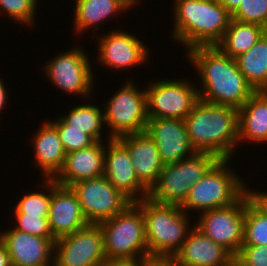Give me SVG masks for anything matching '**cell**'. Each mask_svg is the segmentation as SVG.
I'll use <instances>...</instances> for the list:
<instances>
[{
  "instance_id": "14",
  "label": "cell",
  "mask_w": 267,
  "mask_h": 266,
  "mask_svg": "<svg viewBox=\"0 0 267 266\" xmlns=\"http://www.w3.org/2000/svg\"><path fill=\"white\" fill-rule=\"evenodd\" d=\"M107 143L104 154L105 178L131 203L147 198L149 190L136 176L127 147L118 138H111Z\"/></svg>"
},
{
  "instance_id": "25",
  "label": "cell",
  "mask_w": 267,
  "mask_h": 266,
  "mask_svg": "<svg viewBox=\"0 0 267 266\" xmlns=\"http://www.w3.org/2000/svg\"><path fill=\"white\" fill-rule=\"evenodd\" d=\"M260 24L230 20L222 39L215 45L223 54L236 59L247 52L264 34Z\"/></svg>"
},
{
  "instance_id": "8",
  "label": "cell",
  "mask_w": 267,
  "mask_h": 266,
  "mask_svg": "<svg viewBox=\"0 0 267 266\" xmlns=\"http://www.w3.org/2000/svg\"><path fill=\"white\" fill-rule=\"evenodd\" d=\"M145 89H137L135 82L130 79L106 102L103 115L105 125L110 126L108 140L146 130L148 117Z\"/></svg>"
},
{
  "instance_id": "10",
  "label": "cell",
  "mask_w": 267,
  "mask_h": 266,
  "mask_svg": "<svg viewBox=\"0 0 267 266\" xmlns=\"http://www.w3.org/2000/svg\"><path fill=\"white\" fill-rule=\"evenodd\" d=\"M45 76L60 90L75 96L89 97L94 86L93 68L82 47L60 52L45 64ZM92 69V70H91Z\"/></svg>"
},
{
  "instance_id": "31",
  "label": "cell",
  "mask_w": 267,
  "mask_h": 266,
  "mask_svg": "<svg viewBox=\"0 0 267 266\" xmlns=\"http://www.w3.org/2000/svg\"><path fill=\"white\" fill-rule=\"evenodd\" d=\"M231 19L256 23L267 28V0H241Z\"/></svg>"
},
{
  "instance_id": "28",
  "label": "cell",
  "mask_w": 267,
  "mask_h": 266,
  "mask_svg": "<svg viewBox=\"0 0 267 266\" xmlns=\"http://www.w3.org/2000/svg\"><path fill=\"white\" fill-rule=\"evenodd\" d=\"M242 246H267V216L250 201L247 192Z\"/></svg>"
},
{
  "instance_id": "16",
  "label": "cell",
  "mask_w": 267,
  "mask_h": 266,
  "mask_svg": "<svg viewBox=\"0 0 267 266\" xmlns=\"http://www.w3.org/2000/svg\"><path fill=\"white\" fill-rule=\"evenodd\" d=\"M145 132L155 142L164 165L177 163L196 152L182 119L148 118Z\"/></svg>"
},
{
  "instance_id": "19",
  "label": "cell",
  "mask_w": 267,
  "mask_h": 266,
  "mask_svg": "<svg viewBox=\"0 0 267 266\" xmlns=\"http://www.w3.org/2000/svg\"><path fill=\"white\" fill-rule=\"evenodd\" d=\"M172 257L181 266H228L234 256L194 225Z\"/></svg>"
},
{
  "instance_id": "32",
  "label": "cell",
  "mask_w": 267,
  "mask_h": 266,
  "mask_svg": "<svg viewBox=\"0 0 267 266\" xmlns=\"http://www.w3.org/2000/svg\"><path fill=\"white\" fill-rule=\"evenodd\" d=\"M36 2L37 0H0V11L20 24L32 26L38 5Z\"/></svg>"
},
{
  "instance_id": "5",
  "label": "cell",
  "mask_w": 267,
  "mask_h": 266,
  "mask_svg": "<svg viewBox=\"0 0 267 266\" xmlns=\"http://www.w3.org/2000/svg\"><path fill=\"white\" fill-rule=\"evenodd\" d=\"M229 159H220L191 190L180 206L182 210H195L200 213L230 206L246 192L247 184L235 174L228 164Z\"/></svg>"
},
{
  "instance_id": "6",
  "label": "cell",
  "mask_w": 267,
  "mask_h": 266,
  "mask_svg": "<svg viewBox=\"0 0 267 266\" xmlns=\"http://www.w3.org/2000/svg\"><path fill=\"white\" fill-rule=\"evenodd\" d=\"M220 159L214 154L195 152L177 163L164 165L148 198L159 204L181 206L192 185L200 181Z\"/></svg>"
},
{
  "instance_id": "12",
  "label": "cell",
  "mask_w": 267,
  "mask_h": 266,
  "mask_svg": "<svg viewBox=\"0 0 267 266\" xmlns=\"http://www.w3.org/2000/svg\"><path fill=\"white\" fill-rule=\"evenodd\" d=\"M89 224H99L122 212L131 202L104 175L71 186Z\"/></svg>"
},
{
  "instance_id": "18",
  "label": "cell",
  "mask_w": 267,
  "mask_h": 266,
  "mask_svg": "<svg viewBox=\"0 0 267 266\" xmlns=\"http://www.w3.org/2000/svg\"><path fill=\"white\" fill-rule=\"evenodd\" d=\"M0 240L7 248L12 266H54V238L31 235L13 228L1 232Z\"/></svg>"
},
{
  "instance_id": "29",
  "label": "cell",
  "mask_w": 267,
  "mask_h": 266,
  "mask_svg": "<svg viewBox=\"0 0 267 266\" xmlns=\"http://www.w3.org/2000/svg\"><path fill=\"white\" fill-rule=\"evenodd\" d=\"M46 191L28 193L15 205V214H28L33 216H49L51 199V179H43ZM48 187V188H47ZM45 192H48L45 194Z\"/></svg>"
},
{
  "instance_id": "13",
  "label": "cell",
  "mask_w": 267,
  "mask_h": 266,
  "mask_svg": "<svg viewBox=\"0 0 267 266\" xmlns=\"http://www.w3.org/2000/svg\"><path fill=\"white\" fill-rule=\"evenodd\" d=\"M54 266H100L106 259L99 224H88L54 242Z\"/></svg>"
},
{
  "instance_id": "35",
  "label": "cell",
  "mask_w": 267,
  "mask_h": 266,
  "mask_svg": "<svg viewBox=\"0 0 267 266\" xmlns=\"http://www.w3.org/2000/svg\"><path fill=\"white\" fill-rule=\"evenodd\" d=\"M148 258L134 259H108L106 258L100 266H147Z\"/></svg>"
},
{
  "instance_id": "17",
  "label": "cell",
  "mask_w": 267,
  "mask_h": 266,
  "mask_svg": "<svg viewBox=\"0 0 267 266\" xmlns=\"http://www.w3.org/2000/svg\"><path fill=\"white\" fill-rule=\"evenodd\" d=\"M49 228L55 240L71 235L87 226L79 199L71 187L58 185L51 179Z\"/></svg>"
},
{
  "instance_id": "7",
  "label": "cell",
  "mask_w": 267,
  "mask_h": 266,
  "mask_svg": "<svg viewBox=\"0 0 267 266\" xmlns=\"http://www.w3.org/2000/svg\"><path fill=\"white\" fill-rule=\"evenodd\" d=\"M108 259L149 258L142 208L130 203L122 212L99 223Z\"/></svg>"
},
{
  "instance_id": "20",
  "label": "cell",
  "mask_w": 267,
  "mask_h": 266,
  "mask_svg": "<svg viewBox=\"0 0 267 266\" xmlns=\"http://www.w3.org/2000/svg\"><path fill=\"white\" fill-rule=\"evenodd\" d=\"M118 139L127 147L139 181L150 190L164 167L155 142L145 131Z\"/></svg>"
},
{
  "instance_id": "42",
  "label": "cell",
  "mask_w": 267,
  "mask_h": 266,
  "mask_svg": "<svg viewBox=\"0 0 267 266\" xmlns=\"http://www.w3.org/2000/svg\"><path fill=\"white\" fill-rule=\"evenodd\" d=\"M128 1L134 6L137 5V3L139 2V0H128Z\"/></svg>"
},
{
  "instance_id": "1",
  "label": "cell",
  "mask_w": 267,
  "mask_h": 266,
  "mask_svg": "<svg viewBox=\"0 0 267 266\" xmlns=\"http://www.w3.org/2000/svg\"><path fill=\"white\" fill-rule=\"evenodd\" d=\"M186 51V58L201 77L200 100L239 109L256 92L240 72L236 59L216 46H197Z\"/></svg>"
},
{
  "instance_id": "11",
  "label": "cell",
  "mask_w": 267,
  "mask_h": 266,
  "mask_svg": "<svg viewBox=\"0 0 267 266\" xmlns=\"http://www.w3.org/2000/svg\"><path fill=\"white\" fill-rule=\"evenodd\" d=\"M245 194L234 204L199 215L195 227L234 257L244 241Z\"/></svg>"
},
{
  "instance_id": "26",
  "label": "cell",
  "mask_w": 267,
  "mask_h": 266,
  "mask_svg": "<svg viewBox=\"0 0 267 266\" xmlns=\"http://www.w3.org/2000/svg\"><path fill=\"white\" fill-rule=\"evenodd\" d=\"M236 61L240 72L255 91L267 90V33Z\"/></svg>"
},
{
  "instance_id": "21",
  "label": "cell",
  "mask_w": 267,
  "mask_h": 266,
  "mask_svg": "<svg viewBox=\"0 0 267 266\" xmlns=\"http://www.w3.org/2000/svg\"><path fill=\"white\" fill-rule=\"evenodd\" d=\"M105 141H96L82 150L66 154L65 163L54 179L61 186L71 187L82 180L97 178L104 173Z\"/></svg>"
},
{
  "instance_id": "43",
  "label": "cell",
  "mask_w": 267,
  "mask_h": 266,
  "mask_svg": "<svg viewBox=\"0 0 267 266\" xmlns=\"http://www.w3.org/2000/svg\"><path fill=\"white\" fill-rule=\"evenodd\" d=\"M207 1L220 2V0H207Z\"/></svg>"
},
{
  "instance_id": "30",
  "label": "cell",
  "mask_w": 267,
  "mask_h": 266,
  "mask_svg": "<svg viewBox=\"0 0 267 266\" xmlns=\"http://www.w3.org/2000/svg\"><path fill=\"white\" fill-rule=\"evenodd\" d=\"M51 123L57 128L62 146L66 154L82 150L93 145L96 141L87 133L72 128L67 125L60 117Z\"/></svg>"
},
{
  "instance_id": "3",
  "label": "cell",
  "mask_w": 267,
  "mask_h": 266,
  "mask_svg": "<svg viewBox=\"0 0 267 266\" xmlns=\"http://www.w3.org/2000/svg\"><path fill=\"white\" fill-rule=\"evenodd\" d=\"M173 39L184 48L215 46L223 37L231 14L220 2L175 0Z\"/></svg>"
},
{
  "instance_id": "36",
  "label": "cell",
  "mask_w": 267,
  "mask_h": 266,
  "mask_svg": "<svg viewBox=\"0 0 267 266\" xmlns=\"http://www.w3.org/2000/svg\"><path fill=\"white\" fill-rule=\"evenodd\" d=\"M250 201L267 216V192H258L247 187Z\"/></svg>"
},
{
  "instance_id": "38",
  "label": "cell",
  "mask_w": 267,
  "mask_h": 266,
  "mask_svg": "<svg viewBox=\"0 0 267 266\" xmlns=\"http://www.w3.org/2000/svg\"><path fill=\"white\" fill-rule=\"evenodd\" d=\"M0 266H12L7 248L1 240H0Z\"/></svg>"
},
{
  "instance_id": "34",
  "label": "cell",
  "mask_w": 267,
  "mask_h": 266,
  "mask_svg": "<svg viewBox=\"0 0 267 266\" xmlns=\"http://www.w3.org/2000/svg\"><path fill=\"white\" fill-rule=\"evenodd\" d=\"M234 260L241 266H267V246H241Z\"/></svg>"
},
{
  "instance_id": "41",
  "label": "cell",
  "mask_w": 267,
  "mask_h": 266,
  "mask_svg": "<svg viewBox=\"0 0 267 266\" xmlns=\"http://www.w3.org/2000/svg\"><path fill=\"white\" fill-rule=\"evenodd\" d=\"M228 266H241L235 260H233Z\"/></svg>"
},
{
  "instance_id": "27",
  "label": "cell",
  "mask_w": 267,
  "mask_h": 266,
  "mask_svg": "<svg viewBox=\"0 0 267 266\" xmlns=\"http://www.w3.org/2000/svg\"><path fill=\"white\" fill-rule=\"evenodd\" d=\"M99 107L95 105L83 104L69 110L68 115L60 116L67 124L82 132L90 135L95 141H101L102 126L104 123V115Z\"/></svg>"
},
{
  "instance_id": "4",
  "label": "cell",
  "mask_w": 267,
  "mask_h": 266,
  "mask_svg": "<svg viewBox=\"0 0 267 266\" xmlns=\"http://www.w3.org/2000/svg\"><path fill=\"white\" fill-rule=\"evenodd\" d=\"M137 204L144 216L149 258H172L193 228L190 217L178 205L159 204L148 197Z\"/></svg>"
},
{
  "instance_id": "24",
  "label": "cell",
  "mask_w": 267,
  "mask_h": 266,
  "mask_svg": "<svg viewBox=\"0 0 267 266\" xmlns=\"http://www.w3.org/2000/svg\"><path fill=\"white\" fill-rule=\"evenodd\" d=\"M75 4L76 33L85 32L89 28L96 31L99 29L98 24L108 17L134 6L128 0H76Z\"/></svg>"
},
{
  "instance_id": "33",
  "label": "cell",
  "mask_w": 267,
  "mask_h": 266,
  "mask_svg": "<svg viewBox=\"0 0 267 266\" xmlns=\"http://www.w3.org/2000/svg\"><path fill=\"white\" fill-rule=\"evenodd\" d=\"M17 221L14 229L44 238H53L49 228V216H33L28 214H15Z\"/></svg>"
},
{
  "instance_id": "39",
  "label": "cell",
  "mask_w": 267,
  "mask_h": 266,
  "mask_svg": "<svg viewBox=\"0 0 267 266\" xmlns=\"http://www.w3.org/2000/svg\"><path fill=\"white\" fill-rule=\"evenodd\" d=\"M240 3L241 0H220V4L223 5L231 15L237 10Z\"/></svg>"
},
{
  "instance_id": "9",
  "label": "cell",
  "mask_w": 267,
  "mask_h": 266,
  "mask_svg": "<svg viewBox=\"0 0 267 266\" xmlns=\"http://www.w3.org/2000/svg\"><path fill=\"white\" fill-rule=\"evenodd\" d=\"M192 84L185 79L151 82L146 88L147 117L184 120L199 100Z\"/></svg>"
},
{
  "instance_id": "37",
  "label": "cell",
  "mask_w": 267,
  "mask_h": 266,
  "mask_svg": "<svg viewBox=\"0 0 267 266\" xmlns=\"http://www.w3.org/2000/svg\"><path fill=\"white\" fill-rule=\"evenodd\" d=\"M147 266H181L173 258H148Z\"/></svg>"
},
{
  "instance_id": "2",
  "label": "cell",
  "mask_w": 267,
  "mask_h": 266,
  "mask_svg": "<svg viewBox=\"0 0 267 266\" xmlns=\"http://www.w3.org/2000/svg\"><path fill=\"white\" fill-rule=\"evenodd\" d=\"M192 148L196 152L231 159L238 141V109L198 100L184 119Z\"/></svg>"
},
{
  "instance_id": "15",
  "label": "cell",
  "mask_w": 267,
  "mask_h": 266,
  "mask_svg": "<svg viewBox=\"0 0 267 266\" xmlns=\"http://www.w3.org/2000/svg\"><path fill=\"white\" fill-rule=\"evenodd\" d=\"M99 62L109 69L133 68L148 60L149 50L147 46L138 38L124 30L118 29L98 39Z\"/></svg>"
},
{
  "instance_id": "22",
  "label": "cell",
  "mask_w": 267,
  "mask_h": 266,
  "mask_svg": "<svg viewBox=\"0 0 267 266\" xmlns=\"http://www.w3.org/2000/svg\"><path fill=\"white\" fill-rule=\"evenodd\" d=\"M32 142L36 158L34 165L40 167L39 171L43 172L45 179H55L62 170L66 157L57 128L51 121L45 122L37 130Z\"/></svg>"
},
{
  "instance_id": "40",
  "label": "cell",
  "mask_w": 267,
  "mask_h": 266,
  "mask_svg": "<svg viewBox=\"0 0 267 266\" xmlns=\"http://www.w3.org/2000/svg\"><path fill=\"white\" fill-rule=\"evenodd\" d=\"M6 88L3 84V80L0 78V113L1 110H3V108L5 107V103L7 101V95H6Z\"/></svg>"
},
{
  "instance_id": "23",
  "label": "cell",
  "mask_w": 267,
  "mask_h": 266,
  "mask_svg": "<svg viewBox=\"0 0 267 266\" xmlns=\"http://www.w3.org/2000/svg\"><path fill=\"white\" fill-rule=\"evenodd\" d=\"M246 140L262 144L267 142L266 91H256L238 109V141Z\"/></svg>"
}]
</instances>
